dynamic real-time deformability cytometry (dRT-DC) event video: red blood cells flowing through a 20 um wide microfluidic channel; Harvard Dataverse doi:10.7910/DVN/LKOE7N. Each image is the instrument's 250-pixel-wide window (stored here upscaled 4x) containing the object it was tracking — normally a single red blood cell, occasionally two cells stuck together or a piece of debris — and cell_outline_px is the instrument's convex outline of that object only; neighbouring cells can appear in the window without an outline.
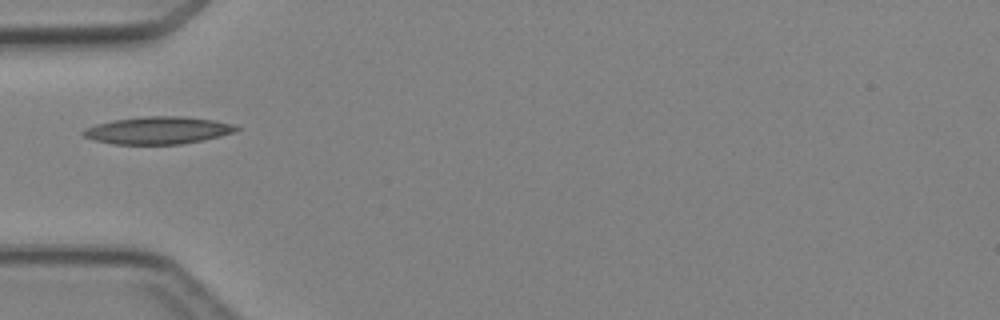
{"species": "Egyptian fruit bat (a non-hibernating species)", "species_latin": "Rousettus aegyptiacus", "temperature_condition": "cold", "stored_images_in_passage": 2, "camera_frame_rate_fps": 3000, "um_per_image_px": 0.085, "animal": {"sex": "female"}, "frame": {"image": 1, "passage_image": 1, "time_ms": 0.0, "image_size_px": [1000, 320], "cell_outline_px": [[240, 128], [236, 132], [220, 136], [180, 144], [112, 144], [96, 140], [84, 136], [80, 132], [84, 128], [96, 124], [112, 120], [144, 116], [184, 116], [216, 120], [232, 124]], "centroid_in_image_um": [13.42, 11.07], "position_along_channel_um": 71.6, "area_um2": 24.45}}
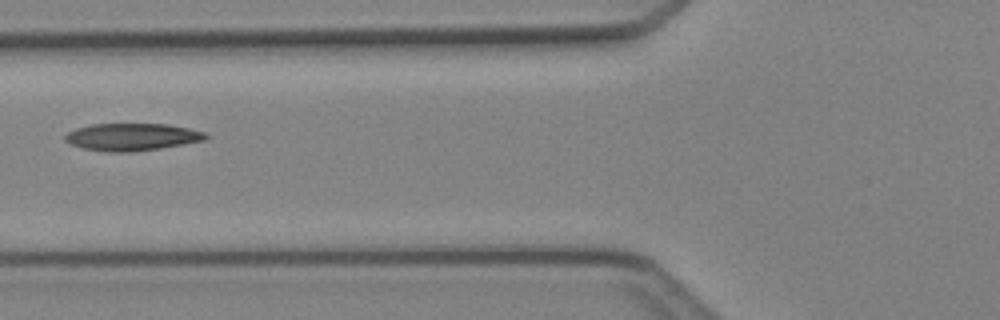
{"frame": {"image": 2, "passage_image": 2, "time_ms": 1.0, "image_size_px": [1000, 320], "cell_outline_px": [[212, 136], [208, 140], [160, 148], [132, 152], [108, 152], [84, 148], [72, 144], [64, 140], [64, 136], [68, 132], [76, 128], [92, 124], [168, 124], [208, 132]], "centroid_in_image_um": [11.3, 11.64], "position_along_channel_um": 114.5, "area_um2": 22.6}}